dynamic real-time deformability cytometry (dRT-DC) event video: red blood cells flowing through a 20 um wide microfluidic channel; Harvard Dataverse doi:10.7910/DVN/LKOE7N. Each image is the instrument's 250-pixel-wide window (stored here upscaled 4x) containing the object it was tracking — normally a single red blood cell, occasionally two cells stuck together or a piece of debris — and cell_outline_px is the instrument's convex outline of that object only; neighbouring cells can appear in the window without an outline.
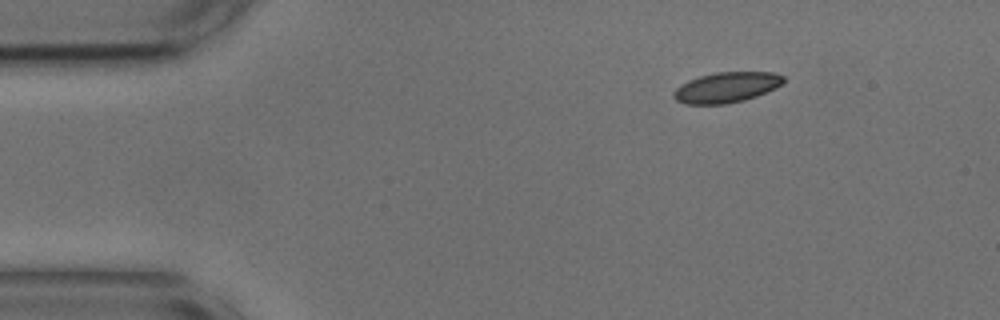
{"species": "common noctule bat (a hibernating species)", "species_latin": "Nyctalus noctula", "temperature_condition": "cold", "stored_images_in_passage": 4, "camera_frame_rate_fps": 3000, "um_per_image_px": 0.085, "animal": {"sex": "male", "body_mass_g": 17.9, "forearm_length_mm": 54.2}, "frame": {"image": 1, "passage_image": 1, "time_ms": 0.0, "image_size_px": [1000, 320], "cell_outline_px": [[784, 80], [776, 88], [756, 96], [744, 100], [728, 104], [684, 104], [676, 100], [672, 96], [672, 92], [680, 84], [688, 80], [700, 76], [716, 72], [772, 72], [784, 76]], "centroid_in_image_um": [61.71, 7.43], "position_along_channel_um": 23.3, "area_um2": 19.54}}
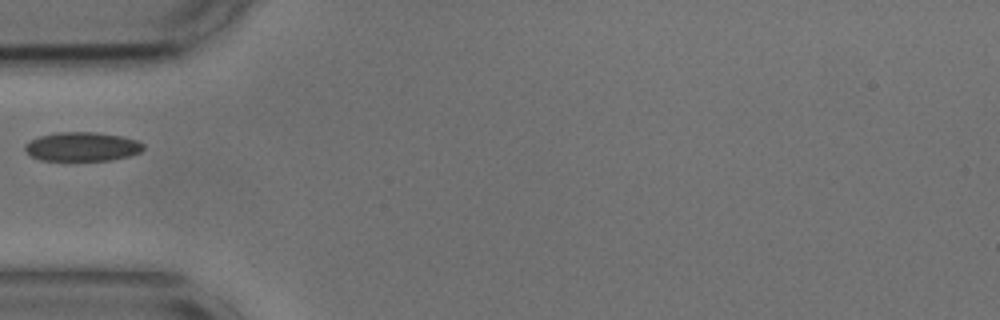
{"frame": {"image": 2, "passage_image": 3, "time_ms": 0.667, "image_size_px": [1000, 320], "cell_outline_px": [[144, 148], [140, 152], [128, 156], [112, 160], [40, 160], [32, 156], [24, 148], [24, 144], [40, 136], [56, 132], [96, 132], [120, 136], [136, 140], [144, 144]], "centroid_in_image_um": [6.99, 12.46], "position_along_channel_um": 78.0, "area_um2": 19.88}}